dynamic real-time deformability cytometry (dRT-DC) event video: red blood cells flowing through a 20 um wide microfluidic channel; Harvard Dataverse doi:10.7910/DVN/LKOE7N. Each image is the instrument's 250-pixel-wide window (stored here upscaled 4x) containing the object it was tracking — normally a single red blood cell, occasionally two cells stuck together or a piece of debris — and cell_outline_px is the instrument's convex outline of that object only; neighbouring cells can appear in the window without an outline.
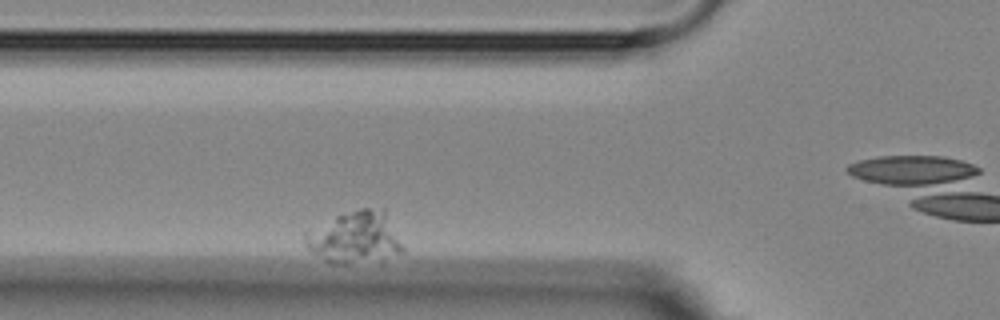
{"species": "Egyptian fruit bat (a non-hibernating species)", "species_latin": "Rousettus aegyptiacus", "temperature_condition": "room temperature", "stored_images_in_passage": 9, "camera_frame_rate_fps": 3000, "um_per_image_px": 0.085, "animal": {"sex": "female"}, "frame": {"image": 1, "passage_image": 4, "time_ms": 3.667, "image_size_px": [1000, 320], "cell_outline_px": [[404, 252], [348, 264], [332, 264], [324, 260], [312, 252], [304, 244], [304, 232], [336, 216], [360, 208], [384, 208], [404, 248]], "centroid_in_image_um": [30.13, 20.16], "position_along_channel_um": 95.7, "area_um2": 29.02}}